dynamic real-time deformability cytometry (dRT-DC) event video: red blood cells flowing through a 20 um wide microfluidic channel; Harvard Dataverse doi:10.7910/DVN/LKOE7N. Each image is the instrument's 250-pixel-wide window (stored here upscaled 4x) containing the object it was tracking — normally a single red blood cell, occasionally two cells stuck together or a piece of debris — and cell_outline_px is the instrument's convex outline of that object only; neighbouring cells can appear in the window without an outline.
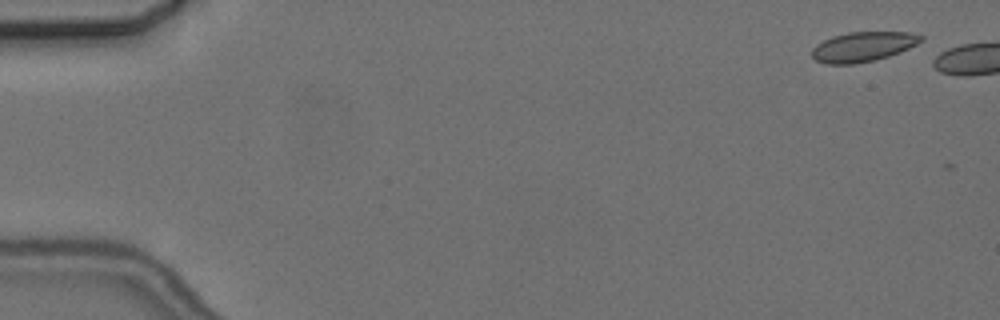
{"species": "common noctule bat (a hibernating species)", "species_latin": "Nyctalus noctula", "temperature_condition": "cold", "stored_images_in_passage": 3, "camera_frame_rate_fps": 3000, "um_per_image_px": 0.085, "animal": {"sex": "female", "body_mass_g": 24.6, "forearm_length_mm": 56.2}, "frame": {"image": 1, "passage_image": 1, "time_ms": 0.0, "image_size_px": [1000, 320], "cell_outline_px": [[924, 40], [900, 52], [888, 56], [872, 60], [852, 64], [824, 64], [816, 60], [812, 56], [812, 48], [816, 44], [832, 36], [848, 32], [912, 32], [924, 36]], "centroid_in_image_um": [73.35, 3.96], "position_along_channel_um": 11.6, "area_um2": 18.9}}